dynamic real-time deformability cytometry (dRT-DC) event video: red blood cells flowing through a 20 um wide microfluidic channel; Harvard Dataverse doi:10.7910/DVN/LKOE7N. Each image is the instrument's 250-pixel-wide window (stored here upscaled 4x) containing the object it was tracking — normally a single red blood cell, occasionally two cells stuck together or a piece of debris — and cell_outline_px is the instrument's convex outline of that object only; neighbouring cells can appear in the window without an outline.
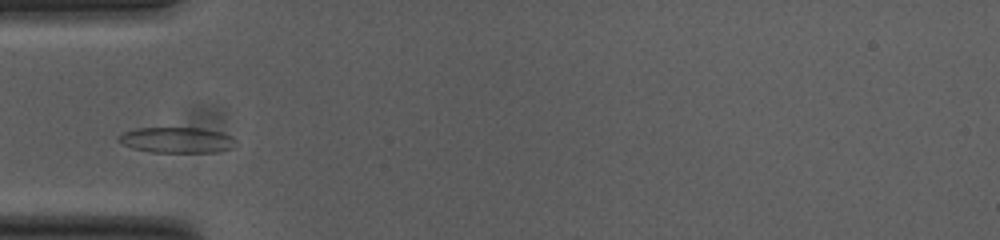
{"species": "common noctule bat (a hibernating species)", "species_latin": "Nyctalus noctula", "temperature_condition": "cold", "stored_images_in_passage": 36, "camera_frame_rate_fps": 3000, "um_per_image_px": 0.085, "animal": {"sex": "female", "body_mass_g": 23.0, "forearm_length_mm": 53.4}, "frame": {"image": 1, "passage_image": 1, "time_ms": 0.0, "image_size_px": [1000, 240], "cell_outline_px": [[236, 148], [216, 152], [152, 152], [132, 148], [120, 144], [116, 136], [124, 132], [136, 128], [204, 128], [220, 132], [232, 136], [236, 140]], "centroid_in_image_um": [15.04, 11.91], "position_along_channel_um": 70.0, "area_um2": 17.8}}
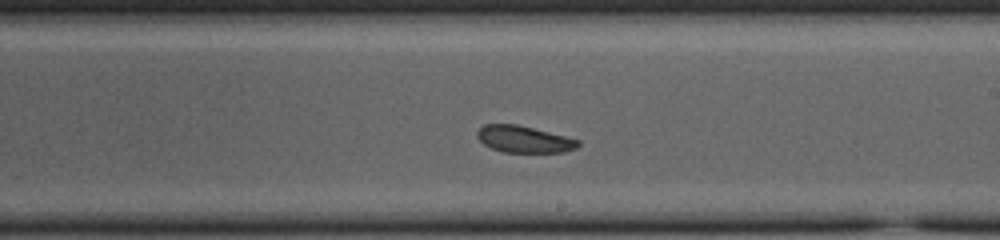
{"frame": {"image": 2, "passage_image": 15, "time_ms": 4.667, "image_size_px": [1000, 240], "cell_outline_px": [[580, 144], [576, 148], [564, 152], [504, 152], [492, 148], [484, 144], [476, 136], [476, 132], [484, 124], [516, 124], [580, 140]], "centroid_in_image_um": [44.52, 11.84], "position_along_channel_um": 244.5, "area_um2": 15.55}}
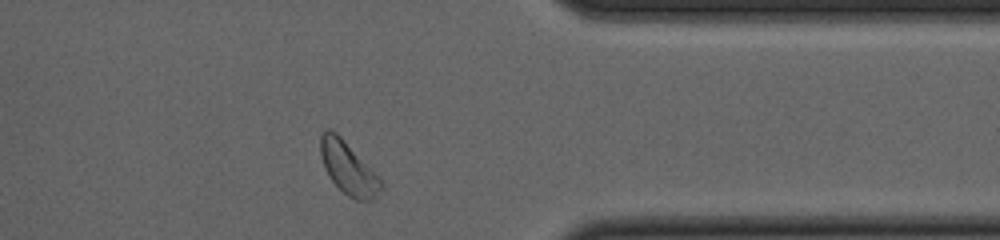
{"frame": {"image": 3, "passage_image": 27, "time_ms": 8.667, "image_size_px": [1000, 240], "cell_outline_px": [[384, 188], [372, 200], [356, 200], [348, 196], [328, 176], [324, 168], [320, 156], [320, 136], [328, 128], [336, 132], [384, 180]], "centroid_in_image_um": [29.64, 14.3], "position_along_channel_um": 381.8, "area_um2": 18.67}, "authors_computed_cell_mechanics": {"area_um2": 16.8198, "velocity_mm_per_s": 3.7437, "shape_relaxation_time_tau1_ms": 1.8226, "shape_relaxation_time_tau2_ms": 2.068, "deformation_change_tau1": 0.0608, "deformation_change_tau2": 0.0473}}